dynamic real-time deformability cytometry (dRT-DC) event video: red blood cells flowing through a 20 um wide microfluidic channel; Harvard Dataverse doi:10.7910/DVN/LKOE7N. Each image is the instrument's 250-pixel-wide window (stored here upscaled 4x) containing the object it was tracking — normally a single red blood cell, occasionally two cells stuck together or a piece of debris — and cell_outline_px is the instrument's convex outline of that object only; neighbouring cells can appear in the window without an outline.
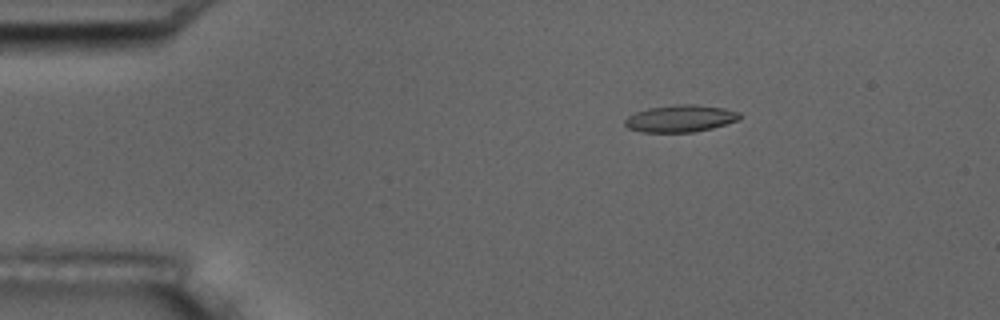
{"species": "common noctule bat (a hibernating species)", "species_latin": "Nyctalus noctula", "temperature_condition": "room temperature", "stored_images_in_passage": 5, "camera_frame_rate_fps": 3000, "um_per_image_px": 0.085, "animal": {"sex": "male", "body_mass_g": 17.5, "forearm_length_mm": 52.3}, "frame": {"image": 1, "passage_image": 3, "time_ms": 3.0, "image_size_px": [1000, 320], "cell_outline_px": [[740, 116], [736, 120], [712, 128], [692, 132], [640, 132], [628, 128], [624, 124], [624, 120], [628, 116], [636, 112], [648, 108], [676, 104], [696, 104], [724, 108], [740, 112]], "centroid_in_image_um": [57.79, 10.07], "position_along_channel_um": 27.2, "area_um2": 18.03}}